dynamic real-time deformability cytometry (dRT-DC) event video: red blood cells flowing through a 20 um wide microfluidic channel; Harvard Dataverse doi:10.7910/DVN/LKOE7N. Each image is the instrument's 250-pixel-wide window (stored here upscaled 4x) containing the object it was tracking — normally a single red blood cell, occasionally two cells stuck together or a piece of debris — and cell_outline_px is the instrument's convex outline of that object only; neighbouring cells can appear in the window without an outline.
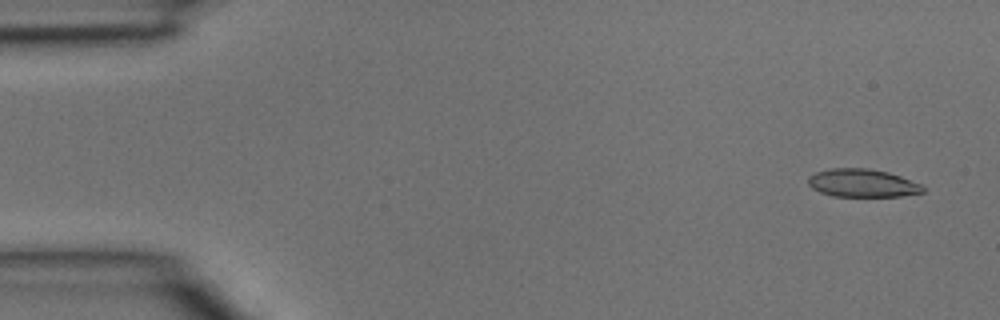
{"species": "common noctule bat (a hibernating species)", "species_latin": "Nyctalus noctula", "temperature_condition": "room temperature", "stored_images_in_passage": 39, "camera_frame_rate_fps": 3000, "um_per_image_px": 0.085, "animal": {"sex": "male", "body_mass_g": 15.6}, "frame": {"image": 1, "passage_image": 2, "time_ms": 0.333, "image_size_px": [1000, 320], "cell_outline_px": [[924, 192], [900, 196], [832, 196], [820, 192], [812, 188], [808, 184], [808, 176], [816, 172], [832, 168], [868, 168], [888, 172], [900, 176], [920, 184], [924, 188]], "centroid_in_image_um": [73.27, 15.56], "position_along_channel_um": 11.7, "area_um2": 18.67}}
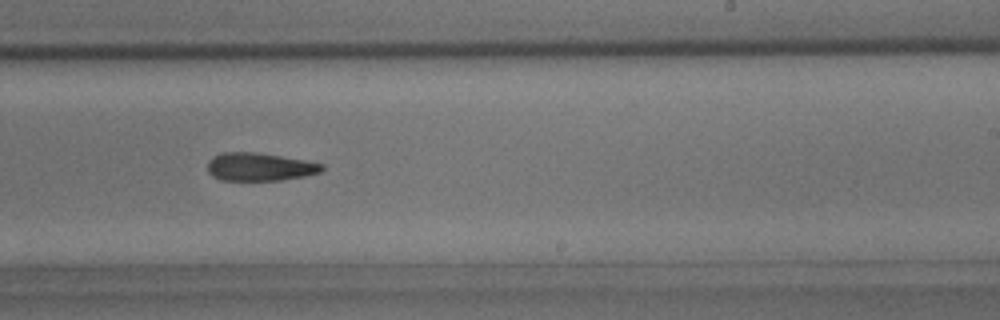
{"frame": {"image": 2, "passage_image": 24, "time_ms": 7.667, "image_size_px": [1000, 320], "cell_outline_px": [[324, 168], [320, 172], [304, 176], [280, 180], [220, 180], [212, 176], [208, 172], [208, 160], [212, 156], [220, 152], [256, 152], [308, 160], [324, 164]], "centroid_in_image_um": [22.06, 14.17], "position_along_channel_um": 266.9, "area_um2": 18.9}}
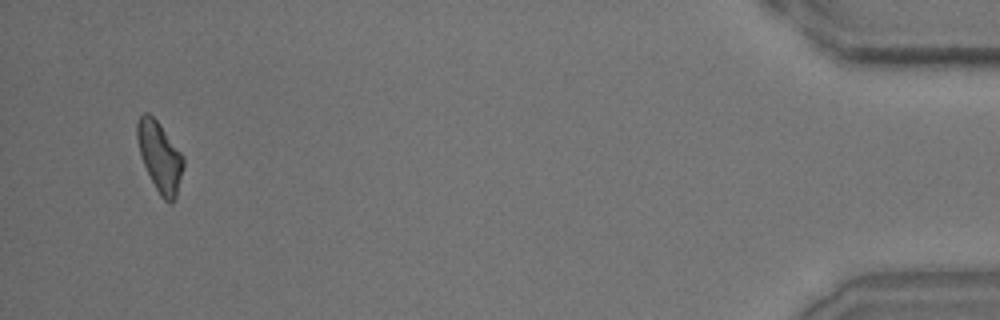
{"frame": {"image": 3, "passage_image": 38, "time_ms": 12.333, "image_size_px": [1000, 320], "cell_outline_px": [[184, 168], [176, 196], [172, 204], [164, 200], [160, 196], [140, 156], [136, 136], [136, 124], [140, 116], [144, 112], [148, 112], [160, 124], [184, 156]], "centroid_in_image_um": [13.59, 13.31], "position_along_channel_um": 421.6, "area_um2": 18.84}}